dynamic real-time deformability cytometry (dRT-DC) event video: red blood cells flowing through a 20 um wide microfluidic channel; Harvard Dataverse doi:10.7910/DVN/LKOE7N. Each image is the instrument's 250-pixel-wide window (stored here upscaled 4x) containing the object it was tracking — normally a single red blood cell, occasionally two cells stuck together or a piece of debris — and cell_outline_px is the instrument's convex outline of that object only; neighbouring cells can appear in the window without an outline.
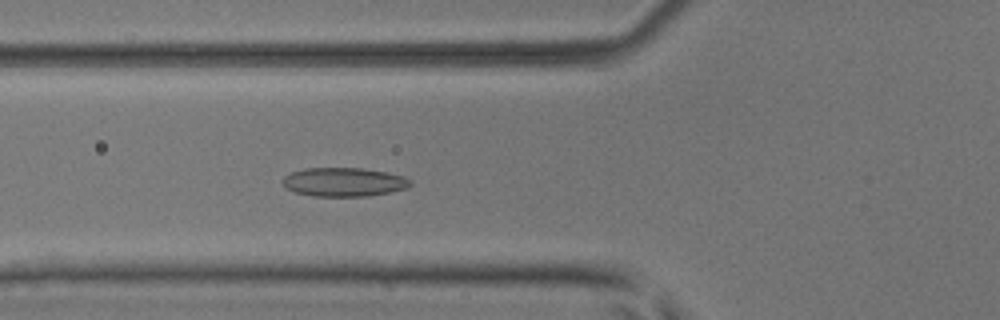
{"species": "common noctule bat (a hibernating species)", "species_latin": "Nyctalus noctula", "temperature_condition": "room temperature", "stored_images_in_passage": 42, "camera_frame_rate_fps": 3000, "um_per_image_px": 0.085, "animal": {"sex": "male", "body_mass_g": 17.9, "forearm_length_mm": 54.2}, "frame": {"image": 1, "passage_image": 9, "time_ms": 2.667, "image_size_px": [1000, 320], "cell_outline_px": [[412, 184], [408, 188], [368, 196], [312, 196], [296, 192], [288, 188], [280, 180], [284, 176], [292, 172], [304, 168], [364, 168], [388, 172], [404, 176], [412, 180]], "centroid_in_image_um": [29.26, 15.46], "position_along_channel_um": 96.5, "area_um2": 21.56}}
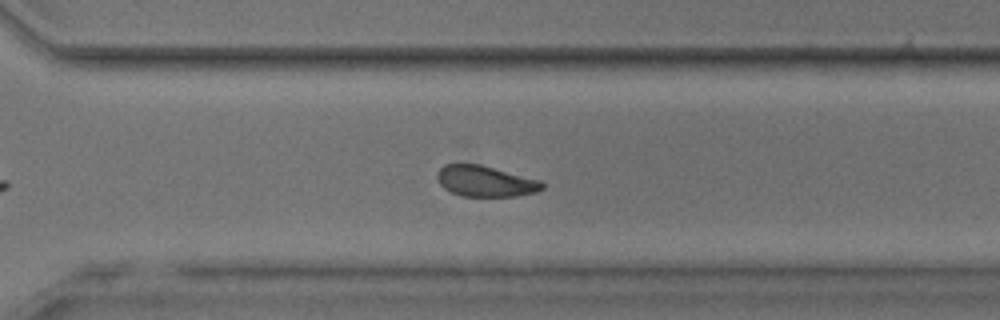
{"frame": {"image": 2, "passage_image": 27, "time_ms": 8.667, "image_size_px": [1000, 320], "cell_outline_px": [[544, 188], [536, 192], [516, 196], [460, 196], [444, 188], [440, 184], [436, 176], [440, 168], [444, 164], [480, 164], [540, 180], [544, 184]], "centroid_in_image_um": [41.25, 15.4], "position_along_channel_um": 329.3, "area_um2": 18.84}}
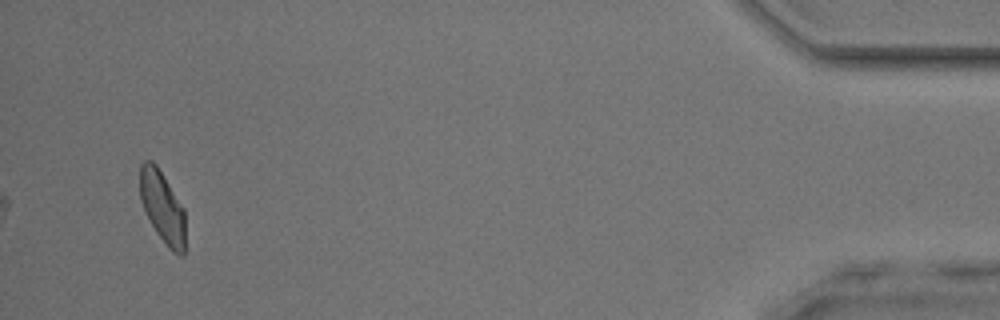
{"frame": {"image": 3, "passage_image": 40, "time_ms": 13.0, "image_size_px": [1000, 320], "cell_outline_px": [[184, 256], [180, 256], [172, 252], [168, 248], [156, 232], [140, 200], [140, 164], [144, 160], [152, 160], [156, 164], [184, 208]], "centroid_in_image_um": [13.8, 17.59], "position_along_channel_um": 421.4, "area_um2": 18.84}, "authors_computed_cell_mechanics": {"area_um2": 19.7676, "velocity_mm_per_s": 3.8828, "shape_relaxation_time_tau1_ms": 4.0255, "shape_relaxation_time_tau2_ms": 1.6026, "deformation_change_tau1": 0.0869, "deformation_change_tau2": 0.0642}}